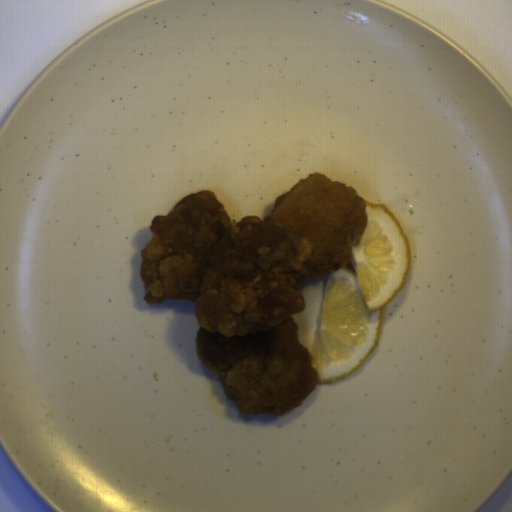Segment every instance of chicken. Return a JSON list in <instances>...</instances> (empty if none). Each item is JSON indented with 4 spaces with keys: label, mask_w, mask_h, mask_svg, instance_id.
<instances>
[{
    "label": "chicken",
    "mask_w": 512,
    "mask_h": 512,
    "mask_svg": "<svg viewBox=\"0 0 512 512\" xmlns=\"http://www.w3.org/2000/svg\"><path fill=\"white\" fill-rule=\"evenodd\" d=\"M367 224L356 189L319 172L274 199L265 219L232 221L212 191L195 192L152 218L143 301H194L195 353L226 397L241 413L279 416L319 380L292 317L305 309L304 278L342 270Z\"/></svg>",
    "instance_id": "ae283196"
}]
</instances>
